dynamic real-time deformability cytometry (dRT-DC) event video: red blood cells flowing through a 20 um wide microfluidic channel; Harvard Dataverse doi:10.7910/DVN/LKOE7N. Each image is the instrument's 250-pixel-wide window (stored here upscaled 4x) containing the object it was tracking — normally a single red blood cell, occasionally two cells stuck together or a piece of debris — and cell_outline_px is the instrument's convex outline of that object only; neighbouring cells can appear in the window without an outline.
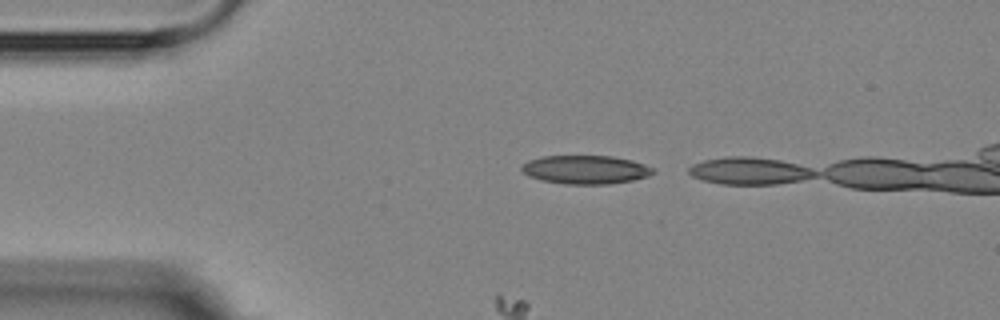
{"species": "Egyptian fruit bat (a non-hibernating species)", "species_latin": "Rousettus aegyptiacus", "temperature_condition": "room temperature", "stored_images_in_passage": 3, "camera_frame_rate_fps": 3000, "um_per_image_px": 0.085, "animal": {"sex": "female"}, "frame": {"image": 1, "passage_image": 1, "time_ms": 0.0, "image_size_px": [1000, 320], "cell_outline_px": [[656, 172], [648, 176], [632, 180], [608, 184], [564, 184], [540, 180], [528, 176], [520, 168], [528, 160], [544, 156], [612, 156], [632, 160], [656, 168]], "centroid_in_image_um": [49.79, 14.42], "position_along_channel_um": 35.2, "area_um2": 21.96}}